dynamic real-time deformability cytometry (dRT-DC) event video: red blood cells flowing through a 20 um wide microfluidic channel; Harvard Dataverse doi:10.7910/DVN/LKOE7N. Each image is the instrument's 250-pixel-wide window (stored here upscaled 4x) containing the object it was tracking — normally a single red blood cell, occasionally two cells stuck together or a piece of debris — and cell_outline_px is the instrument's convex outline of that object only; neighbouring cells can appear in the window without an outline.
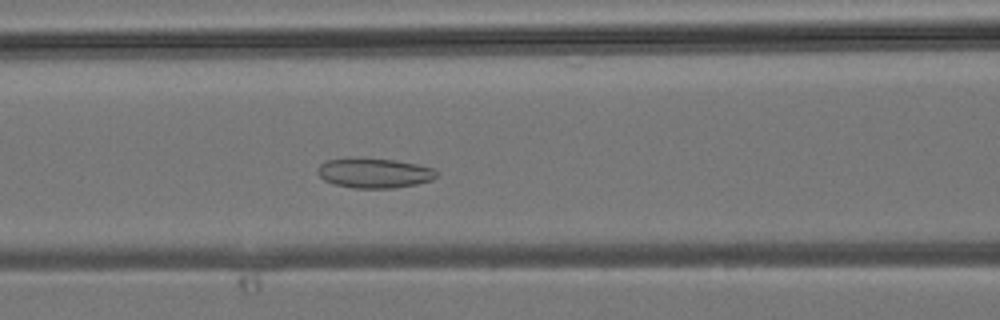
{"species": "common noctule bat (a hibernating species)", "species_latin": "Nyctalus noctula", "temperature_condition": "room temperature", "stored_images_in_passage": 37, "camera_frame_rate_fps": 3000, "um_per_image_px": 0.085, "animal": {"sex": "male", "body_mass_g": 19.2, "forearm_length_mm": 51.8}, "frame": {"image": 1, "passage_image": 15, "time_ms": 4.667, "image_size_px": [1000, 320], "cell_outline_px": [[436, 176], [432, 180], [416, 184], [392, 188], [352, 188], [332, 184], [324, 180], [316, 172], [320, 164], [328, 160], [396, 160], [416, 164], [432, 168], [436, 172]], "centroid_in_image_um": [31.81, 14.75], "position_along_channel_um": 134.8, "area_um2": 20.0}}
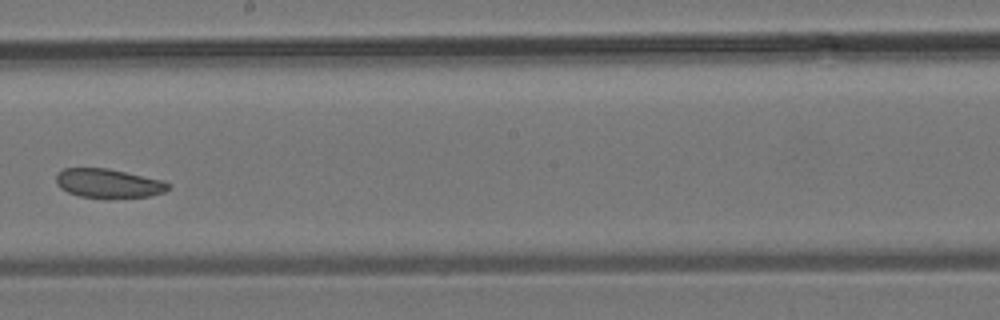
{"frame": {"image": 2, "passage_image": 21, "time_ms": 6.667, "image_size_px": [1000, 320], "cell_outline_px": [[172, 184], [164, 192], [148, 196], [80, 196], [68, 192], [60, 188], [56, 184], [56, 176], [64, 168], [108, 168], [164, 180]], "centroid_in_image_um": [9.22, 15.55], "position_along_channel_um": 239.0, "area_um2": 18.5}}
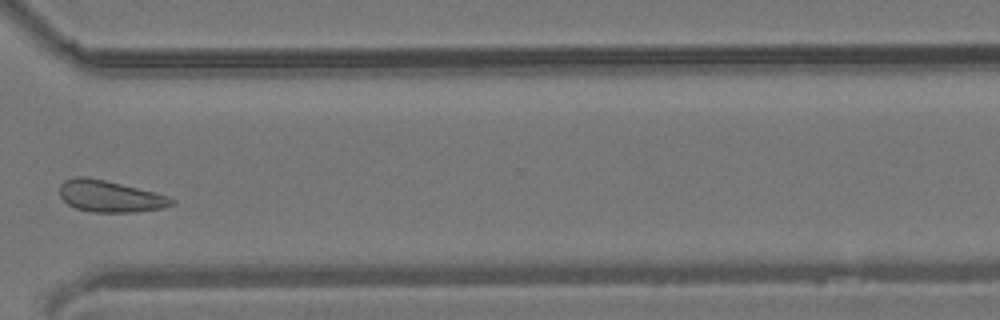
{"frame": {"image": 3, "passage_image": 28, "time_ms": 9.0, "image_size_px": [1000, 320], "cell_outline_px": [[176, 204], [164, 208], [136, 212], [92, 212], [76, 208], [68, 204], [60, 196], [60, 184], [64, 180], [76, 176], [84, 176], [104, 180], [152, 192], [176, 200]], "centroid_in_image_um": [9.33, 16.69], "position_along_channel_um": 361.3, "area_um2": 20.4}}